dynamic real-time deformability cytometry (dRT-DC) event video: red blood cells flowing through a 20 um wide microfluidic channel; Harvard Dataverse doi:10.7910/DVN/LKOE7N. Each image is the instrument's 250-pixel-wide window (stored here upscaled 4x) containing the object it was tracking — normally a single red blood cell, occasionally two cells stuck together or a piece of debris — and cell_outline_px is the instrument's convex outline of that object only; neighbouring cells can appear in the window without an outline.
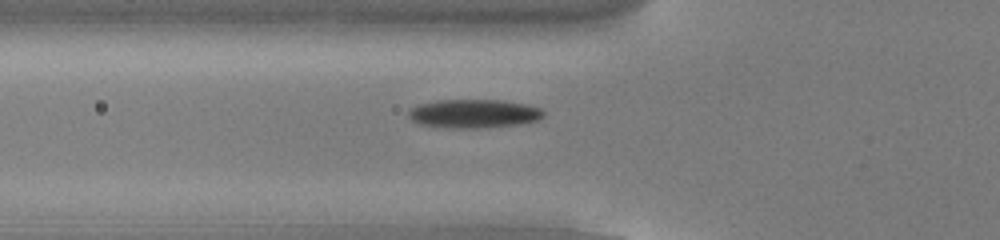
{"species": "common noctule bat (a hibernating species)", "species_latin": "Nyctalus noctula", "temperature_condition": "cold", "stored_images_in_passage": 37, "camera_frame_rate_fps": 3000, "um_per_image_px": 0.085, "animal": {"sex": "male", "body_mass_g": 13.0, "forearm_length_mm": 53.1}, "frame": {"image": 1, "passage_image": 2, "time_ms": 0.333, "image_size_px": [1000, 240], "cell_outline_px": [[544, 116], [536, 120], [520, 124], [480, 128], [444, 128], [420, 124], [412, 120], [408, 116], [408, 112], [416, 104], [436, 100], [500, 100], [524, 104], [540, 108], [544, 112]], "centroid_in_image_um": [40.23, 9.66], "position_along_channel_um": 85.6, "area_um2": 22.6}}
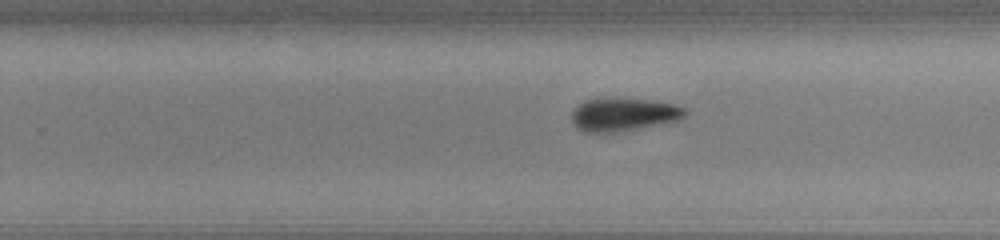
{"frame": {"image": 2, "passage_image": 17, "time_ms": 5.333, "image_size_px": [1000, 240], "cell_outline_px": [[688, 112], [680, 120], [640, 128], [612, 132], [584, 132], [576, 128], [572, 120], [572, 112], [584, 100], [612, 96], [616, 96], [652, 100], [676, 104], [684, 108]], "centroid_in_image_um": [53.01, 9.69], "position_along_channel_um": 276.8, "area_um2": 22.37}}
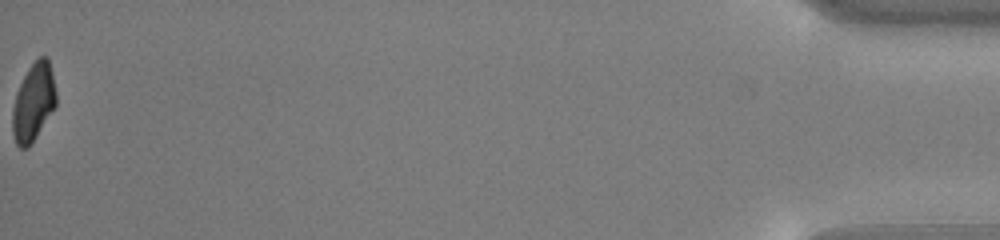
{"frame": {"image": 3, "passage_image": 37, "time_ms": 12.0, "image_size_px": [1000, 240], "cell_outline_px": [[56, 104], [36, 136], [24, 148], [20, 148], [16, 144], [12, 132], [12, 108], [16, 92], [28, 68], [40, 56], [48, 56], [52, 72], [56, 92]], "centroid_in_image_um": [2.83, 8.65], "position_along_channel_um": 432.4, "area_um2": 19.48}, "authors_computed_cell_mechanics": {"area_um2": 22.0796, "velocity_mm_per_s": 3.8256, "shape_relaxation_time_tau1_ms": 2.353, "shape_relaxation_time_tau2_ms": 10.0971, "deformation_change_tau1": 0.0991, "deformation_change_tau2": 0.1614}}